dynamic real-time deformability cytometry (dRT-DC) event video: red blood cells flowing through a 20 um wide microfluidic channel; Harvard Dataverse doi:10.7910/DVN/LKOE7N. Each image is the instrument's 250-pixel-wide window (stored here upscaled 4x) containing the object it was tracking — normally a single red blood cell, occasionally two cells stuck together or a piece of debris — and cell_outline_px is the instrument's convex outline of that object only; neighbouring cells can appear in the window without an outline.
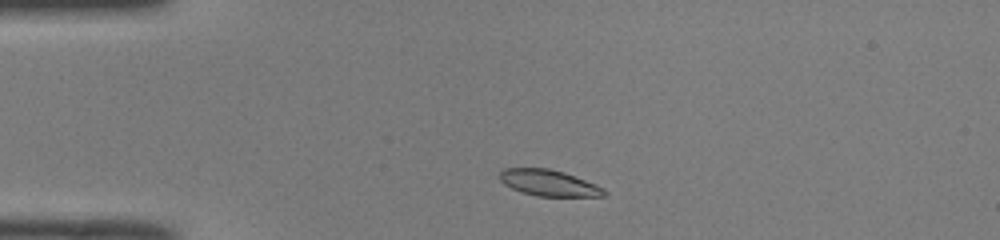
{"species": "common noctule bat (a hibernating species)", "species_latin": "Nyctalus noctula", "temperature_condition": "room temperature", "stored_images_in_passage": 40, "camera_frame_rate_fps": 3000, "um_per_image_px": 0.085, "animal": {"sex": "male", "body_mass_g": 19.0, "forearm_length_mm": 50.8}, "frame": {"image": 1, "passage_image": 1, "time_ms": 0.0, "image_size_px": [1000, 240], "cell_outline_px": [[608, 196], [536, 196], [520, 192], [504, 184], [500, 180], [500, 172], [504, 168], [548, 168], [564, 172], [596, 184], [604, 188], [608, 192]], "centroid_in_image_um": [46.67, 15.55], "position_along_channel_um": 38.3, "area_um2": 16.01}}
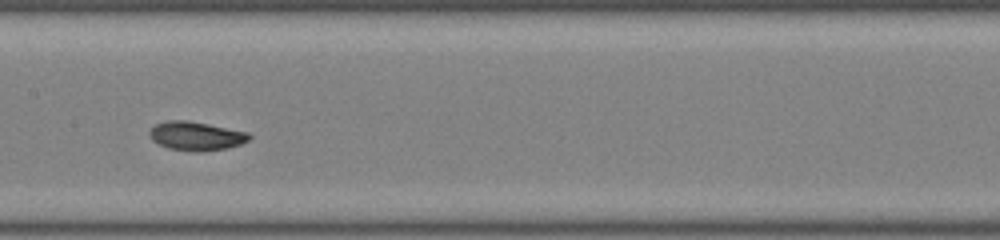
{"frame": {"image": 2, "passage_image": 15, "time_ms": 4.667, "image_size_px": [1000, 240], "cell_outline_px": [[252, 136], [248, 140], [240, 144], [228, 148], [204, 152], [192, 152], [168, 148], [152, 140], [148, 132], [156, 124], [168, 120], [188, 120], [248, 132]], "centroid_in_image_um": [16.67, 11.57], "position_along_channel_um": 190.7, "area_um2": 16.82}}
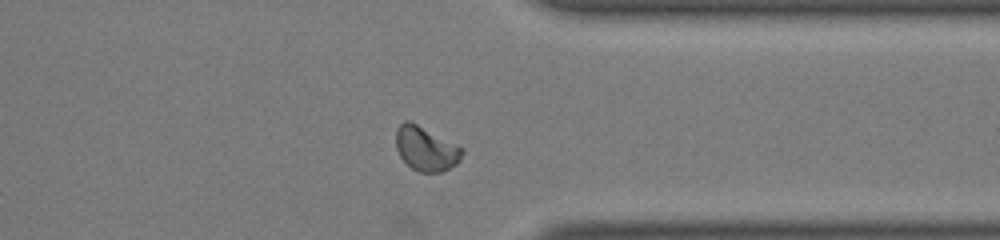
{"frame": {"image": 3, "passage_image": 29, "time_ms": 9.333, "image_size_px": [1000, 240], "cell_outline_px": [[464, 152], [460, 160], [456, 164], [440, 172], [420, 172], [412, 168], [400, 156], [396, 148], [396, 128], [404, 120], [408, 120], [464, 148]], "centroid_in_image_um": [36.2, 12.64], "position_along_channel_um": 375.2, "area_um2": 16.88}, "authors_computed_cell_mechanics": {"area_um2": 16.3285, "velocity_mm_per_s": 4.0081, "shape_relaxation_time_tau1_ms": 2.7111, "shape_relaxation_time_tau2_ms": 2.266, "deformation_change_tau1": 0.1206, "deformation_change_tau2": 0.0301}}